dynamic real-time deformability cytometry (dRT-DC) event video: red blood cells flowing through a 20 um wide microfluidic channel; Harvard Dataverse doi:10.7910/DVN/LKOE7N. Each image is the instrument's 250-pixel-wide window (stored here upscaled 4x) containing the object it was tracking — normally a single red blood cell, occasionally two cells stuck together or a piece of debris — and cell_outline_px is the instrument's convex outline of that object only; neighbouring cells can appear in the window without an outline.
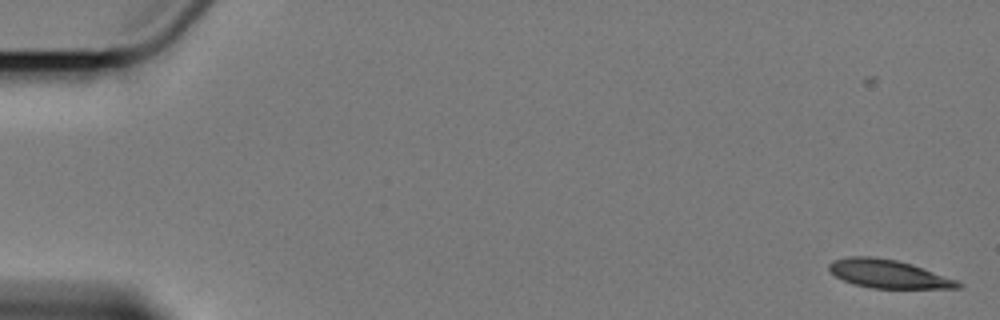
{"species": "Egyptian fruit bat (a non-hibernating species)", "species_latin": "Rousettus aegyptiacus", "temperature_condition": "cold", "stored_images_in_passage": 10, "camera_frame_rate_fps": 3000, "um_per_image_px": 0.085, "animal": {"sex": "female"}, "frame": {"image": 1, "passage_image": 2, "time_ms": 1.333, "image_size_px": [1000, 320], "cell_outline_px": [[964, 284], [960, 288], [872, 288], [856, 284], [844, 280], [836, 276], [828, 268], [828, 264], [832, 260], [848, 256], [872, 256], [896, 260], [912, 264], [960, 280]], "centroid_in_image_um": [75.56, 23.27], "position_along_channel_um": 9.4, "area_um2": 21.39}}
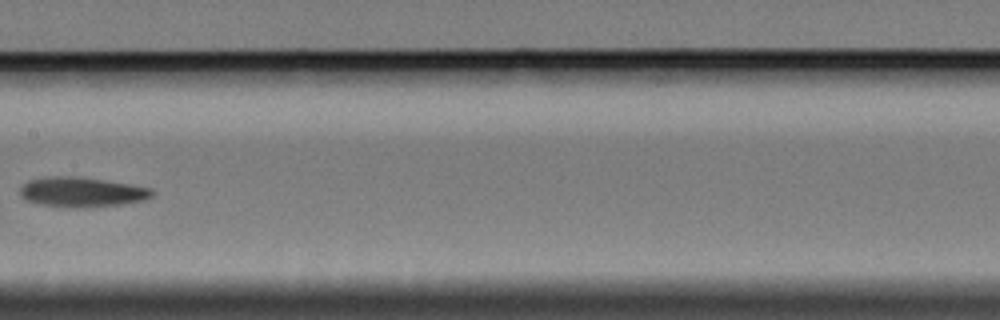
{"frame": {"image": 2, "passage_image": 7, "time_ms": 11.333, "image_size_px": [1000, 320], "cell_outline_px": [[156, 192], [152, 196], [144, 200], [120, 204], [84, 208], [64, 208], [36, 204], [24, 200], [20, 196], [20, 188], [28, 180], [48, 176], [80, 176], [152, 188]], "centroid_in_image_um": [6.9, 16.33], "position_along_channel_um": 200.5, "area_um2": 23.41}}
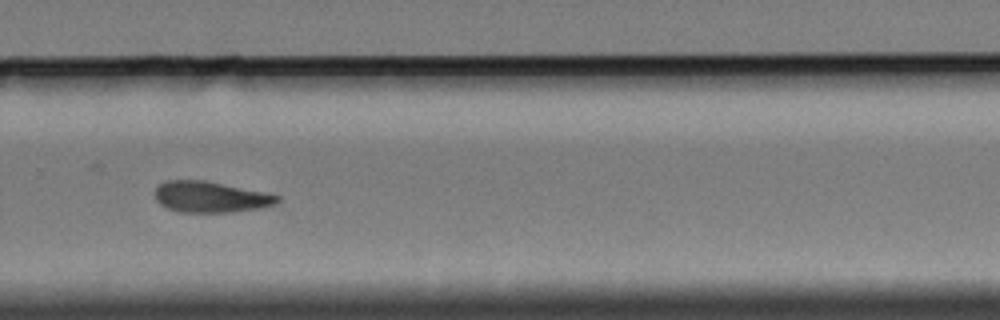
{"frame": {"image": 3, "passage_image": 10, "time_ms": 14.667, "image_size_px": [1000, 320], "cell_outline_px": [[280, 200], [276, 204], [264, 208], [232, 212], [180, 212], [168, 208], [160, 204], [156, 200], [156, 188], [160, 184], [168, 180], [204, 180], [264, 192], [280, 196]], "centroid_in_image_um": [17.93, 16.75], "position_along_channel_um": 311.9, "area_um2": 22.08}}